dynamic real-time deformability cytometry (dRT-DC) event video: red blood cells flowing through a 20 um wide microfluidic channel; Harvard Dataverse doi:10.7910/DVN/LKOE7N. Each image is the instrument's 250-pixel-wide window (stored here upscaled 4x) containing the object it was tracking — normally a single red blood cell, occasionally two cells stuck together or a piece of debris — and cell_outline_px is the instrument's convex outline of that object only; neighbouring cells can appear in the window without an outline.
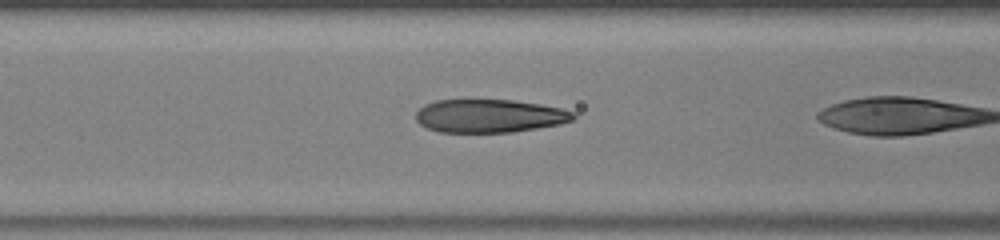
{"species": "human", "species_latin": "Homo sapiens", "temperature_condition": "warm", "stored_images_in_passage": 5, "camera_frame_rate_fps": 3000, "um_per_image_px": 0.085, "donor": {"sex": "male"}, "frame": {"image": 1, "passage_image": 4, "time_ms": 1.0, "image_size_px": [1000, 240], "cell_outline_px": [[576, 116], [572, 120], [560, 124], [512, 132], [440, 132], [428, 128], [420, 124], [416, 120], [416, 112], [424, 104], [436, 100], [512, 100], [540, 104], [560, 108], [576, 112]], "centroid_in_image_um": [41.61, 9.85], "position_along_channel_um": 125.0, "area_um2": 30.46}}